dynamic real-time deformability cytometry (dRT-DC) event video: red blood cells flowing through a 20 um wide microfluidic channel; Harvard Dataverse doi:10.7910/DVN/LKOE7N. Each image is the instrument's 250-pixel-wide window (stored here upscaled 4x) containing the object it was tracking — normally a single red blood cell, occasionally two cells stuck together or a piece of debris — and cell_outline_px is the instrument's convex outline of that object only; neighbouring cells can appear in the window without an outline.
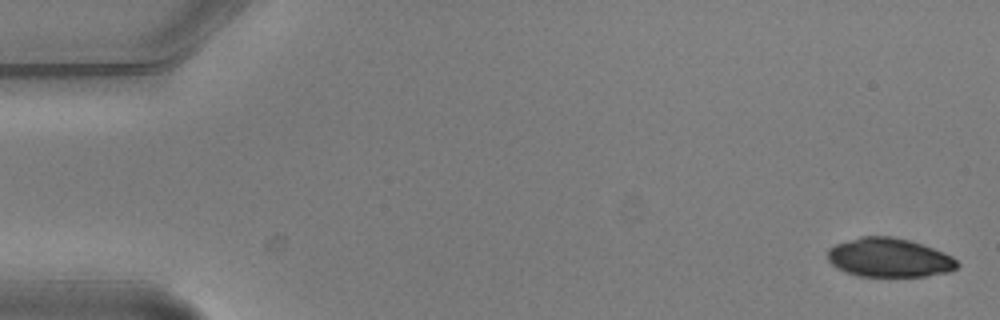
{"species": "common noctule bat (a hibernating species)", "species_latin": "Nyctalus noctula", "temperature_condition": "warm", "stored_images_in_passage": 4, "camera_frame_rate_fps": 3000, "um_per_image_px": 0.085, "animal": {"sex": "male", "body_mass_g": 20.5, "forearm_length_mm": 52.5}, "frame": {"image": 1, "passage_image": 1, "time_ms": 0.0, "image_size_px": [1000, 320], "cell_outline_px": [[960, 264], [956, 268], [948, 272], [924, 276], [860, 276], [836, 268], [828, 260], [828, 248], [836, 244], [860, 236], [892, 236], [908, 240], [944, 252], [952, 256]], "centroid_in_image_um": [75.57, 21.9], "position_along_channel_um": 9.4, "area_um2": 29.25}}